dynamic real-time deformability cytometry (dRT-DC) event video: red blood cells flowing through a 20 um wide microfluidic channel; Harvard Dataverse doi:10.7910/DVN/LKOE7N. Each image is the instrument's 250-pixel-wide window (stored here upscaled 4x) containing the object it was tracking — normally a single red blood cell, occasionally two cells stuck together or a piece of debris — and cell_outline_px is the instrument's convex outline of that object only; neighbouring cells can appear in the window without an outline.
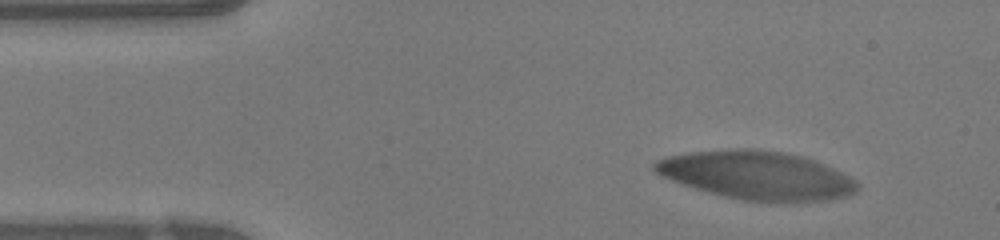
{"species": "human", "species_latin": "Homo sapiens", "temperature_condition": "warm", "stored_images_in_passage": 50, "camera_frame_rate_fps": 3000, "um_per_image_px": 0.085, "donor": {"sex": "female"}, "frame": {"image": 1, "passage_image": 1, "time_ms": 0.0, "image_size_px": [1000, 240], "cell_outline_px": [[860, 188], [856, 192], [848, 196], [828, 200], [796, 204], [792, 204], [744, 200], [724, 196], [708, 192], [680, 184], [660, 176], [652, 168], [652, 164], [656, 160], [668, 156], [692, 152], [736, 148], [752, 148], [784, 152], [800, 156], [812, 160], [852, 176], [860, 184]], "centroid_in_image_um": [64.37, 14.93], "position_along_channel_um": 20.6, "area_um2": 57.97}}
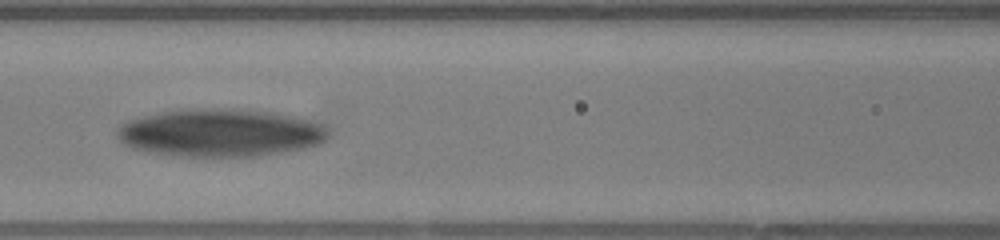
{"frame": {"image": 2, "passage_image": 18, "time_ms": 5.667, "image_size_px": [1000, 240], "cell_outline_px": [[328, 136], [320, 144], [308, 148], [284, 152], [256, 156], [184, 156], [148, 152], [132, 148], [124, 144], [116, 136], [116, 132], [120, 124], [128, 120], [160, 112], [192, 108], [272, 112], [296, 116], [320, 124], [328, 132]], "centroid_in_image_um": [18.7, 11.3], "position_along_channel_um": 147.9, "area_um2": 58.44}}
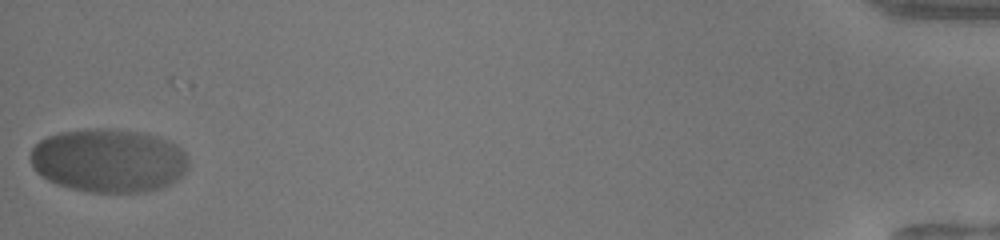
{"frame": {"image": 3, "passage_image": 50, "time_ms": 16.333, "image_size_px": [1000, 240], "cell_outline_px": [[188, 168], [176, 180], [160, 188], [144, 192], [88, 192], [56, 184], [40, 176], [32, 168], [28, 156], [32, 148], [40, 140], [48, 136], [60, 132], [88, 128], [108, 128], [144, 132], [168, 140], [176, 144], [188, 156]], "centroid_in_image_um": [9.2, 13.63], "position_along_channel_um": 426.0, "area_um2": 59.19}}